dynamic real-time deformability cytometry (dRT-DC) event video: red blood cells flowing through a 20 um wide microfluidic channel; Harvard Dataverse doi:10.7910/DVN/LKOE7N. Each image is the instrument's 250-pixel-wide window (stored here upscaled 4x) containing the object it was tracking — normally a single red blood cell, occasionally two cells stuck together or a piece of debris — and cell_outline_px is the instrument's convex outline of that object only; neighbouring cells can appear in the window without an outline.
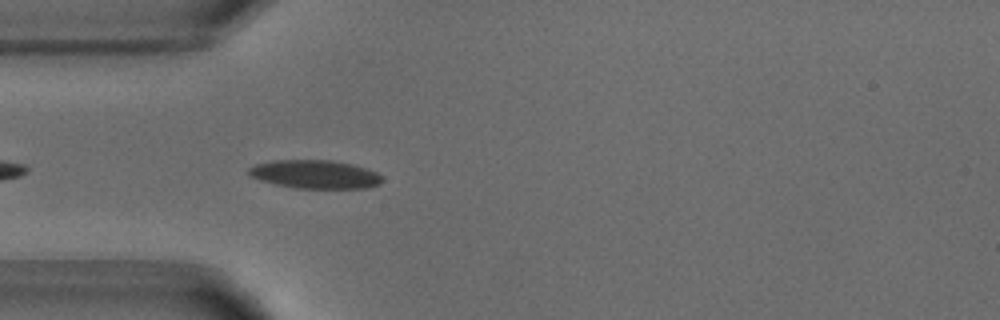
{"species": "common noctule bat (a hibernating species)", "species_latin": "Nyctalus noctula", "temperature_condition": "warm", "stored_images_in_passage": 34, "camera_frame_rate_fps": 3000, "um_per_image_px": 0.085, "animal": {"sex": "male", "body_mass_g": 18.8}, "frame": {"image": 1, "passage_image": 3, "time_ms": 0.667, "image_size_px": [1000, 320], "cell_outline_px": [[384, 180], [380, 184], [368, 188], [296, 188], [276, 184], [260, 180], [248, 176], [248, 168], [256, 164], [276, 160], [328, 160], [348, 164], [364, 168], [376, 172]], "centroid_in_image_um": [26.75, 14.82], "position_along_channel_um": 58.3, "area_um2": 21.91}}
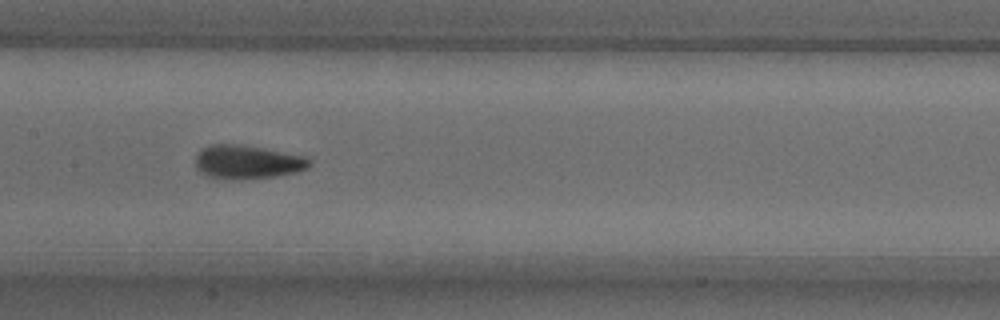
{"frame": {"image": 2, "passage_image": 13, "time_ms": 4.0, "image_size_px": [1000, 320], "cell_outline_px": [[312, 164], [308, 168], [296, 172], [276, 176], [236, 180], [208, 176], [200, 172], [196, 168], [196, 156], [204, 148], [212, 144], [240, 144], [300, 156], [312, 160]], "centroid_in_image_um": [21.01, 13.79], "position_along_channel_um": 186.4, "area_um2": 22.02}}
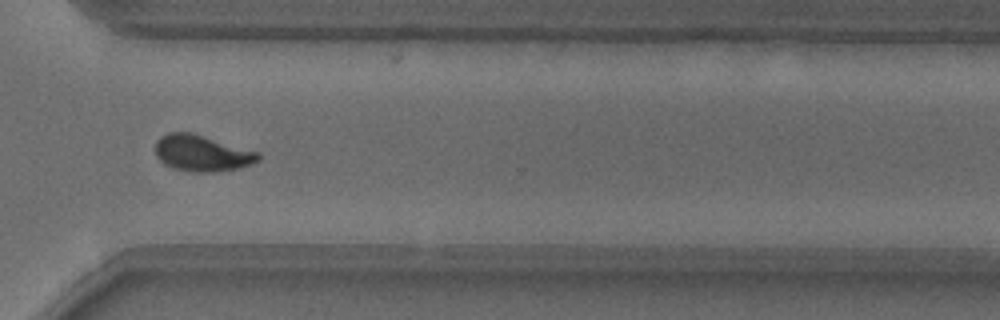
{"frame": {"image": 3, "passage_image": 26, "time_ms": 8.333, "image_size_px": [1000, 320], "cell_outline_px": [[260, 160], [252, 164], [240, 168], [216, 172], [192, 172], [176, 168], [164, 164], [156, 156], [156, 140], [160, 136], [168, 132], [192, 132], [260, 152]], "centroid_in_image_um": [17.19, 13.01], "position_along_channel_um": 353.4, "area_um2": 21.96}, "authors_computed_cell_mechanics": {"area_um2": 21.7328, "velocity_mm_per_s": 3.8686, "shape_relaxation_time_tau1_ms": 4.0663, "shape_relaxation_time_tau2_ms": 1.1701, "deformation_change_tau1": 0.157, "deformation_change_tau2": 0.0725}}